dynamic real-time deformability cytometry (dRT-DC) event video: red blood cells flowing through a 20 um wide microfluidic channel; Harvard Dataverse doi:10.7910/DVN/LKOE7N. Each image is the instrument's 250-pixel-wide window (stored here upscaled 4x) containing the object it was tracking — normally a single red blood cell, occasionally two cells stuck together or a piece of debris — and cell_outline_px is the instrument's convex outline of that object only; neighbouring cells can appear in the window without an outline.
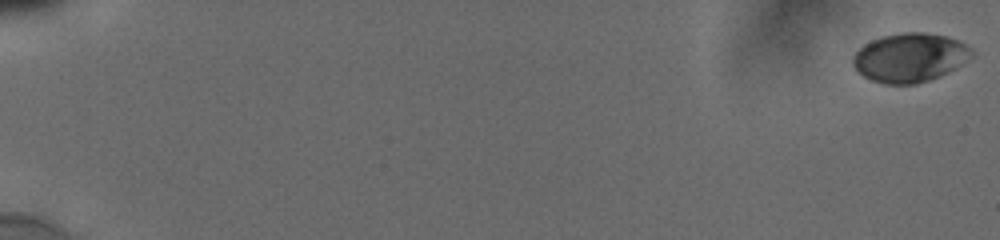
{"species": "human", "species_latin": "Homo sapiens", "temperature_condition": "cold", "stored_images_in_passage": 24, "camera_frame_rate_fps": 3000, "um_per_image_px": 0.085, "donor": {"sex": "male"}, "frame": {"image": 1, "passage_image": 1, "time_ms": 0.0, "image_size_px": [1000, 240], "cell_outline_px": [[972, 56], [956, 68], [940, 76], [916, 84], [884, 84], [872, 80], [864, 76], [852, 64], [852, 56], [864, 44], [880, 36], [904, 32], [924, 32], [948, 36], [960, 40], [972, 48]], "centroid_in_image_um": [77.35, 4.88], "position_along_channel_um": 7.6, "area_um2": 33.99}}
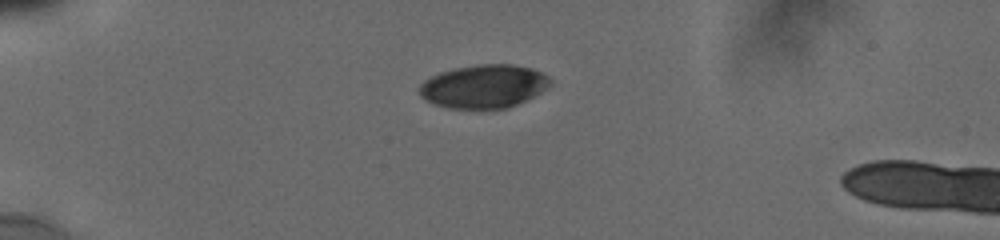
{"frame": {"image": 2, "passage_image": 15, "time_ms": 5.333, "image_size_px": [1000, 240], "cell_outline_px": [[552, 84], [540, 92], [508, 108], [448, 108], [424, 100], [420, 96], [420, 84], [424, 80], [440, 72], [456, 68], [480, 64], [512, 64], [532, 68], [548, 76], [552, 80]], "centroid_in_image_um": [41.12, 7.33], "position_along_channel_um": 43.9, "area_um2": 32.83}}
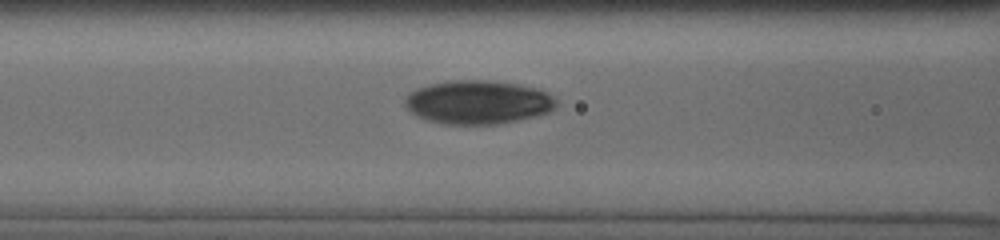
{"frame": {"image": 3, "passage_image": 24, "time_ms": 8.667, "image_size_px": [1000, 240], "cell_outline_px": [[556, 108], [548, 112], [536, 116], [496, 124], [444, 124], [424, 120], [416, 116], [404, 104], [404, 100], [412, 92], [420, 88], [432, 84], [452, 80], [496, 80], [520, 84], [536, 88], [548, 92], [556, 100]], "centroid_in_image_um": [40.66, 8.68], "position_along_channel_um": 125.9, "area_um2": 38.49}}